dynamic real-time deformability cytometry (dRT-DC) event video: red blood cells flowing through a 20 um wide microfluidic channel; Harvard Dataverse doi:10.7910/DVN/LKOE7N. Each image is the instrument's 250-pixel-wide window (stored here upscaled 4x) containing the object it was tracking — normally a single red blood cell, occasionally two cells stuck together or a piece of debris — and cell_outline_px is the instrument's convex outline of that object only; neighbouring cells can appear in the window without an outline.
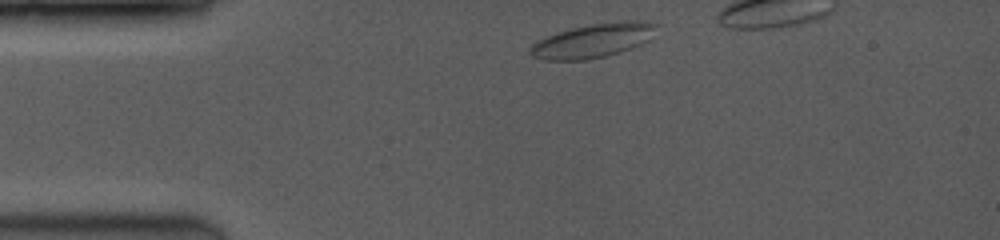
{"species": "common noctule bat (a hibernating species)", "species_latin": "Nyctalus noctula", "temperature_condition": "room temperature", "stored_images_in_passage": 5, "segment_of_instrument_passage": [1, 2], "camera_frame_rate_fps": 3500, "um_per_image_px": 0.085, "animal": {"sex": "female", "body_mass_g": 19.0, "forearm_length_mm": 53.3}, "frame": {"image": 1, "passage_image": 1, "time_ms": 0.0, "image_size_px": [1000, 240], "cell_outline_px": [[656, 24], [652, 40], [632, 48], [620, 52], [588, 60], [544, 60], [532, 56], [532, 44], [548, 36], [572, 28], [596, 24], [628, 20]], "centroid_in_image_um": [50.46, 3.47], "position_along_channel_um": 34.5, "area_um2": 24.45}}
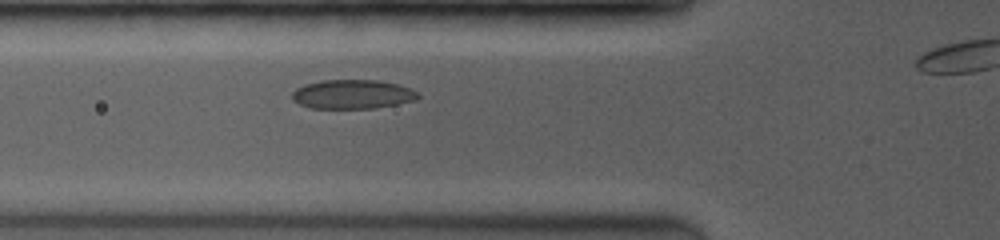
{"frame": {"image": 2, "passage_image": 4, "time_ms": 2.571, "image_size_px": [1000, 240], "cell_outline_px": [[420, 96], [416, 100], [376, 108], [308, 108], [292, 100], [292, 92], [296, 88], [304, 84], [320, 80], [376, 80], [396, 84], [408, 88], [416, 92]], "centroid_in_image_um": [29.91, 8.01], "position_along_channel_um": 95.9, "area_um2": 21.33}}